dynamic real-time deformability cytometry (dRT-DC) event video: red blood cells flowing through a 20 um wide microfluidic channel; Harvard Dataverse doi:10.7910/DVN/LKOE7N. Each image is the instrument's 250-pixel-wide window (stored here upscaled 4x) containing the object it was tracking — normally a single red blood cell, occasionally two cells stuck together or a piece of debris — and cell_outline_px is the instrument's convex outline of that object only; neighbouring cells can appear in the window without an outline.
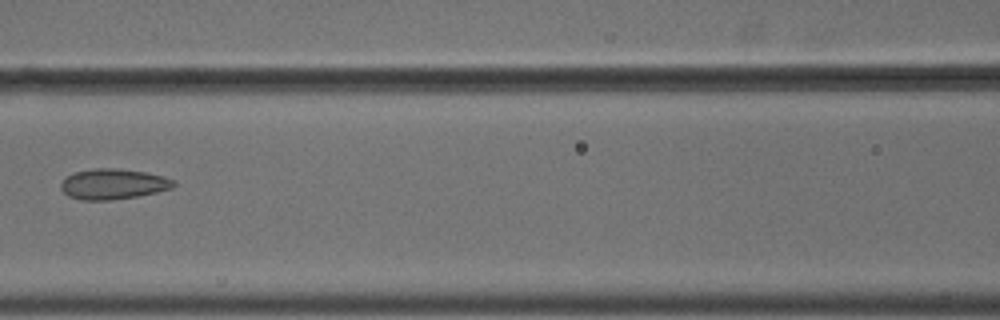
{"species": "common noctule bat (a hibernating species)", "species_latin": "Nyctalus noctula", "temperature_condition": "cold", "stored_images_in_passage": 7, "camera_frame_rate_fps": 3000, "um_per_image_px": 0.085, "animal": {"sex": "male", "body_mass_g": 18.8}, "frame": {"image": 1, "passage_image": 4, "time_ms": 1.0, "image_size_px": [1000, 320], "cell_outline_px": [[176, 184], [172, 188], [156, 192], [136, 196], [112, 200], [80, 200], [68, 196], [60, 188], [60, 184], [68, 176], [76, 172], [96, 168], [116, 168], [148, 172], [164, 176], [172, 180]], "centroid_in_image_um": [9.62, 15.64], "position_along_channel_um": 157.0, "area_um2": 19.94}}
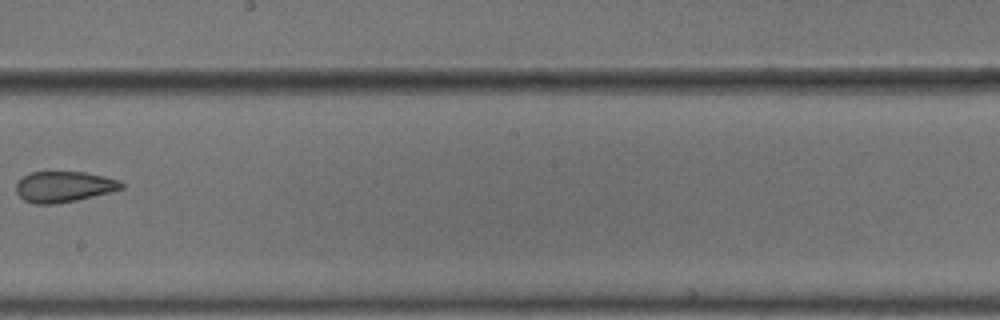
{"frame": {"image": 2, "passage_image": 6, "time_ms": 1.667, "image_size_px": [1000, 320], "cell_outline_px": [[124, 188], [76, 200], [56, 204], [36, 204], [24, 200], [16, 192], [16, 184], [24, 176], [32, 172], [84, 172], [104, 176], [120, 180], [124, 184]], "centroid_in_image_um": [5.43, 15.87], "position_along_channel_um": 242.8, "area_um2": 18.73}}
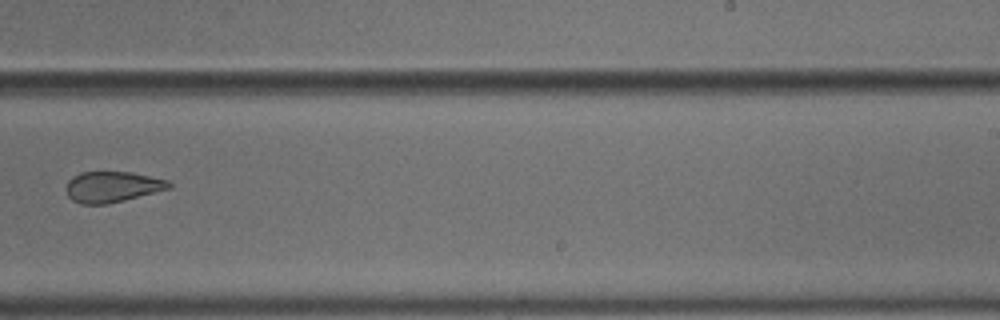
{"frame": {"image": 3, "passage_image": 7, "time_ms": 2.0, "image_size_px": [1000, 320], "cell_outline_px": [[172, 188], [124, 200], [104, 204], [80, 204], [72, 200], [68, 196], [64, 188], [68, 180], [72, 176], [80, 172], [132, 172], [168, 180], [172, 184]], "centroid_in_image_um": [9.52, 15.87], "position_along_channel_um": 279.5, "area_um2": 18.61}}